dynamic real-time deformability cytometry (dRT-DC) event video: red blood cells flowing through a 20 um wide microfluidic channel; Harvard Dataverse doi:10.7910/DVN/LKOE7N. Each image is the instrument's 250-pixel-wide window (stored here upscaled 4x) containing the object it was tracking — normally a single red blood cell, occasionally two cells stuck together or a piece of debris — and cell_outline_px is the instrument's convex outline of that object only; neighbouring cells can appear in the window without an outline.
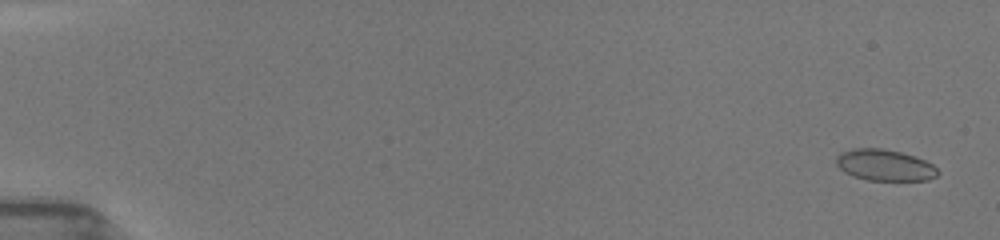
{"species": "common noctule bat (a hibernating species)", "species_latin": "Nyctalus noctula", "temperature_condition": "room temperature", "stored_images_in_passage": 67, "camera_frame_rate_fps": 3000, "um_per_image_px": 0.085, "animal": {"sex": "female", "body_mass_g": 19.5, "forearm_length_mm": 54.1}, "frame": {"image": 1, "passage_image": 2, "time_ms": 0.667, "image_size_px": [1000, 240], "cell_outline_px": [[940, 172], [936, 176], [928, 180], [868, 180], [852, 176], [844, 172], [836, 164], [836, 156], [840, 152], [852, 148], [880, 148], [900, 152], [924, 160], [932, 164]], "centroid_in_image_um": [75.16, 14.03], "position_along_channel_um": 9.8, "area_um2": 18.5}}
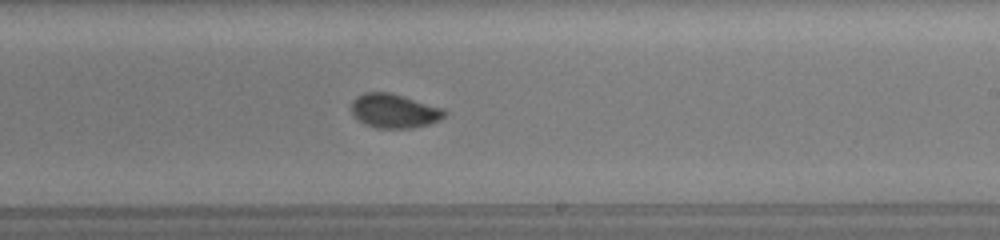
{"frame": {"image": 2, "passage_image": 40, "time_ms": 11.0, "image_size_px": [1000, 240], "cell_outline_px": [[448, 112], [440, 120], [428, 124], [412, 128], [376, 128], [364, 124], [352, 112], [352, 100], [356, 96], [364, 92], [388, 92], [404, 96], [444, 108]], "centroid_in_image_um": [33.53, 9.42], "position_along_channel_um": 255.5, "area_um2": 18.55}}
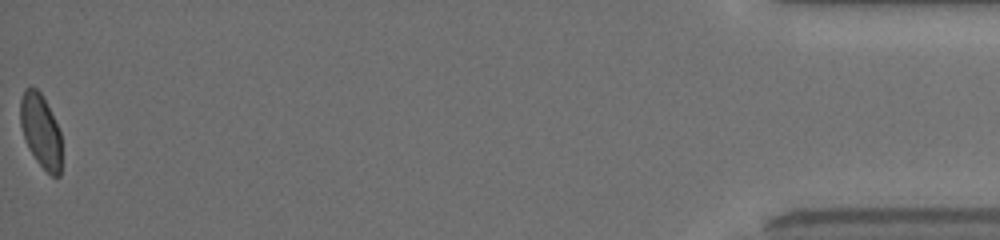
{"frame": {"image": 3, "passage_image": 67, "time_ms": 17.667, "image_size_px": [1000, 240], "cell_outline_px": [[60, 176], [52, 176], [36, 160], [28, 148], [20, 124], [20, 100], [24, 88], [36, 88], [40, 92], [60, 132]], "centroid_in_image_um": [3.43, 11.12], "position_along_channel_um": 431.8, "area_um2": 17.22}, "authors_computed_cell_mechanics": {"area_um2": 18.5538, "velocity_mm_per_s": 3.9646, "shape_relaxation_time_tau1_ms": 6.4669, "shape_relaxation_time_tau2_ms": null, "deformation_change_tau1": 0.1474, "deformation_change_tau2": null}}